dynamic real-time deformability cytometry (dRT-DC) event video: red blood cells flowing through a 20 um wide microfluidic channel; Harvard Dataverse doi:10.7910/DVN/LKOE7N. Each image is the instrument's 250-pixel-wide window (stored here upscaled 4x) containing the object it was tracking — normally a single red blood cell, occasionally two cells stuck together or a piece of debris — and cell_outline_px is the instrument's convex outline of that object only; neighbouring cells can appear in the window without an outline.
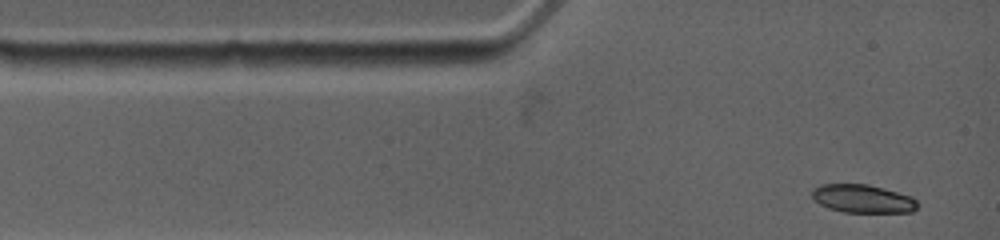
{"species": "common noctule bat (a hibernating species)", "species_latin": "Nyctalus noctula", "temperature_condition": "warm", "stored_images_in_passage": 39, "camera_frame_rate_fps": 4500, "um_per_image_px": 0.085, "animal": {"sex": "female", "body_mass_g": 19.0, "forearm_length_mm": 53.3}, "frame": {"image": 1, "passage_image": 1, "time_ms": 0.0, "image_size_px": [1000, 240], "cell_outline_px": [[916, 208], [912, 212], [844, 212], [828, 208], [820, 204], [812, 196], [812, 188], [820, 184], [868, 184], [912, 196], [916, 200]], "centroid_in_image_um": [73.31, 16.88], "position_along_channel_um": 11.7, "area_um2": 17.28}}
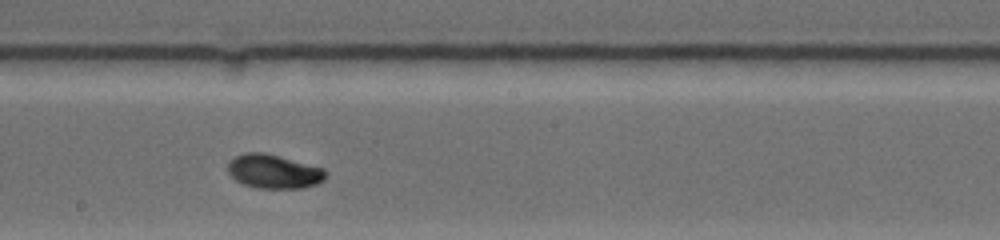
{"frame": {"image": 2, "passage_image": 23, "time_ms": 6.444, "image_size_px": [1000, 240], "cell_outline_px": [[328, 176], [324, 180], [316, 184], [304, 188], [256, 188], [244, 184], [236, 180], [228, 172], [228, 164], [236, 156], [248, 152], [264, 152], [324, 168], [328, 172]], "centroid_in_image_um": [23.32, 14.58], "position_along_channel_um": 224.9, "area_um2": 19.36}}
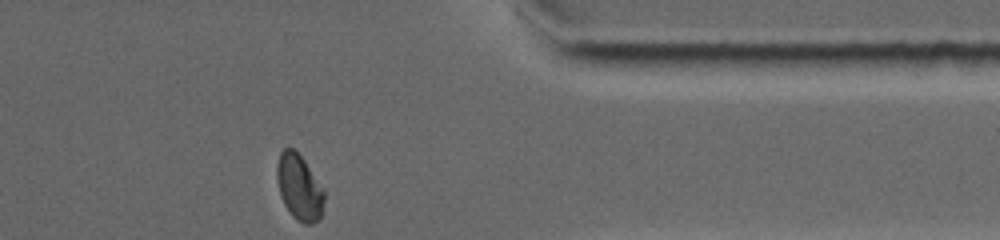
{"frame": {"image": 3, "passage_image": 39, "time_ms": 11.111, "image_size_px": [1000, 240], "cell_outline_px": [[324, 200], [320, 216], [312, 224], [304, 224], [296, 220], [292, 216], [284, 204], [280, 196], [276, 180], [276, 168], [280, 152], [284, 148], [292, 148], [304, 160], [324, 188]], "centroid_in_image_um": [25.42, 15.93], "position_along_channel_um": 386.0, "area_um2": 18.15}, "authors_computed_cell_mechanics": {"area_um2": 18.9584, "velocity_mm_per_s": 3.7824, "shape_relaxation_time_tau1_ms": 3.827, "shape_relaxation_time_tau2_ms": 2.3594, "deformation_change_tau1": 0.1493, "deformation_change_tau2": 0.0193}}